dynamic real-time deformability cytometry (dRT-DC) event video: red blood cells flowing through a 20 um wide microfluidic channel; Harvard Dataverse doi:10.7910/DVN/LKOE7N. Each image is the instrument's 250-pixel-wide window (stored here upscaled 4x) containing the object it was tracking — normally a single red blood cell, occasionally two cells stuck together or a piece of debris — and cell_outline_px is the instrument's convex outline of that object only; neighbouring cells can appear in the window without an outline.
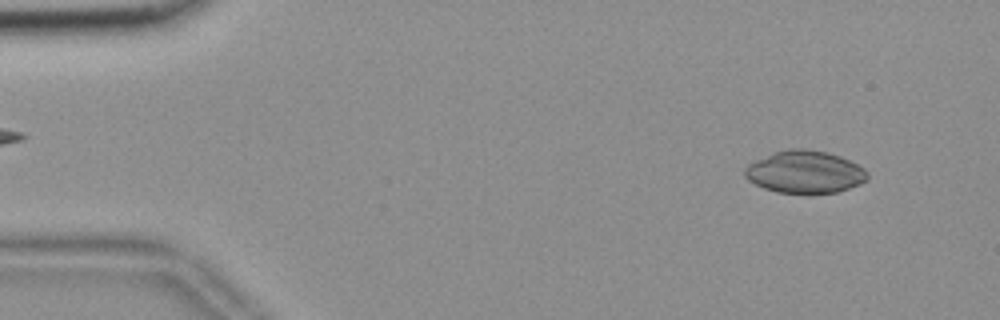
{"species": "common noctule bat (a hibernating species)", "species_latin": "Nyctalus noctula", "temperature_condition": "room temperature", "stored_images_in_passage": 54, "camera_frame_rate_fps": 3000, "um_per_image_px": 0.085, "animal": {"sex": "female", "body_mass_g": 18.4}, "frame": {"image": 1, "passage_image": 4, "time_ms": 1.0, "image_size_px": [1000, 320], "cell_outline_px": [[868, 180], [860, 184], [836, 192], [808, 196], [776, 192], [764, 188], [748, 180], [744, 176], [744, 168], [748, 164], [756, 160], [776, 152], [788, 148], [804, 148], [828, 152], [840, 156], [864, 168], [868, 172]], "centroid_in_image_um": [68.42, 14.65], "position_along_channel_um": 16.6, "area_um2": 30.92}}
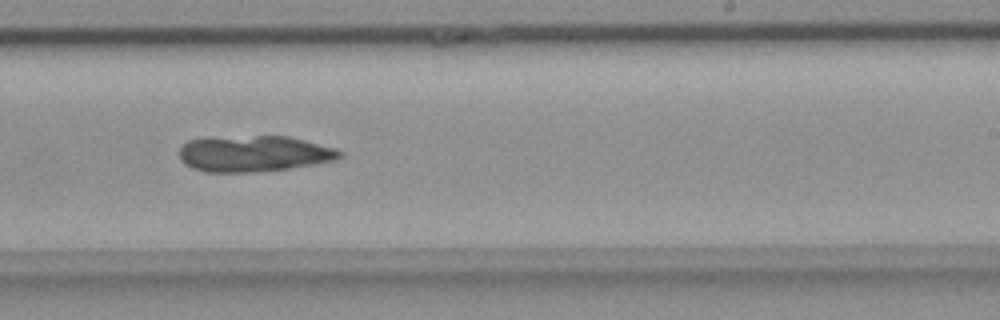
{"frame": {"image": 2, "passage_image": 33, "time_ms": 10.667, "image_size_px": [1000, 320], "cell_outline_px": [[344, 156], [336, 160], [288, 168], [256, 172], [204, 172], [192, 168], [184, 164], [180, 160], [180, 148], [188, 140], [256, 136], [288, 136], [336, 148], [344, 152]], "centroid_in_image_um": [21.62, 13.08], "position_along_channel_um": 267.4, "area_um2": 33.47}}
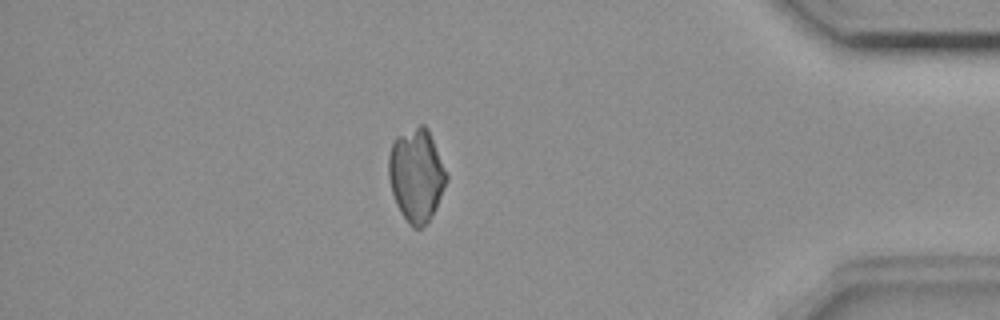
{"frame": {"image": 3, "passage_image": 47, "time_ms": 15.333, "image_size_px": [1000, 320], "cell_outline_px": [[448, 180], [436, 208], [428, 224], [420, 228], [412, 228], [408, 224], [400, 212], [396, 204], [392, 192], [388, 176], [388, 156], [392, 140], [396, 136], [420, 124], [424, 124], [428, 128], [448, 172]], "centroid_in_image_um": [35.4, 14.89], "position_along_channel_um": 399.8, "area_um2": 32.02}}